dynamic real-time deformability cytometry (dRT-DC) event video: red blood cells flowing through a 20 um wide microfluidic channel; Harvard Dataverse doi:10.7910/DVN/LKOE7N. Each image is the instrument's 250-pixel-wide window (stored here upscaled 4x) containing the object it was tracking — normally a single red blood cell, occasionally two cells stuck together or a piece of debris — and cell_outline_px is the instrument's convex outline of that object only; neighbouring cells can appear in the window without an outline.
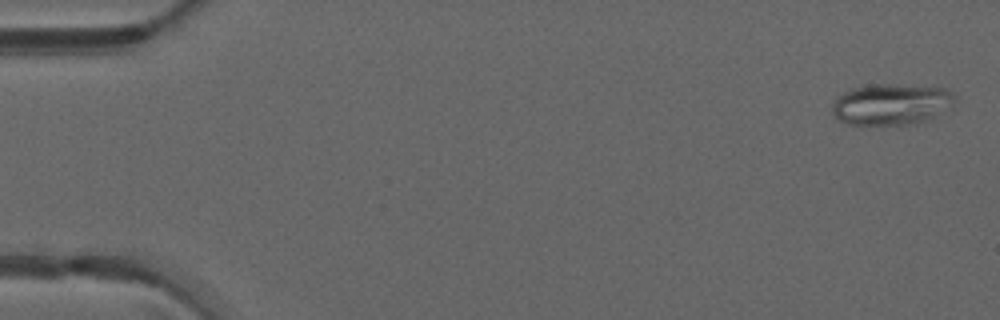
{"species": "common noctule bat (a hibernating species)", "species_latin": "Nyctalus noctula", "temperature_condition": "warm", "stored_images_in_passage": 49, "camera_frame_rate_fps": 3000, "um_per_image_px": 0.085, "animal": {"sex": "male", "forearm_length_mm": 52.5}, "frame": {"image": 1, "passage_image": 2, "time_ms": 0.333, "image_size_px": [1000, 320], "cell_outline_px": [[956, 100], [932, 120], [916, 124], [848, 124], [840, 120], [832, 112], [832, 104], [836, 96], [852, 88], [868, 84], [892, 84], [944, 88], [956, 92]], "centroid_in_image_um": [75.78, 8.85], "position_along_channel_um": 9.2, "area_um2": 29.71}}
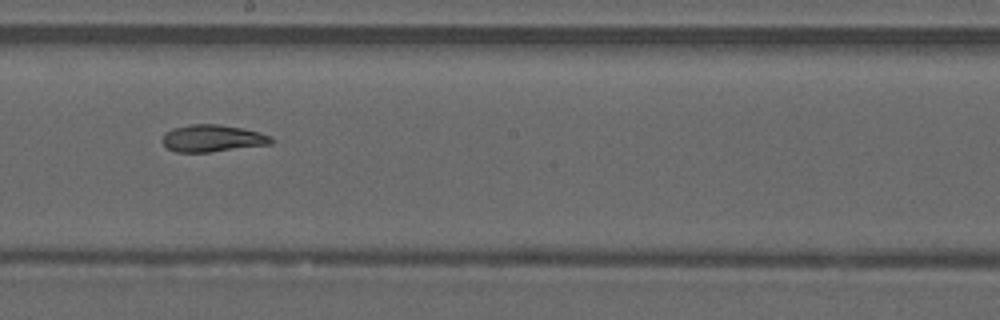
{"frame": {"image": 2, "passage_image": 28, "time_ms": 9.0, "image_size_px": [1000, 320], "cell_outline_px": [[272, 144], [212, 152], [176, 152], [168, 148], [160, 140], [164, 132], [172, 128], [192, 124], [220, 124], [240, 128], [272, 136]], "centroid_in_image_um": [18.01, 11.76], "position_along_channel_um": 230.2, "area_um2": 17.22}}
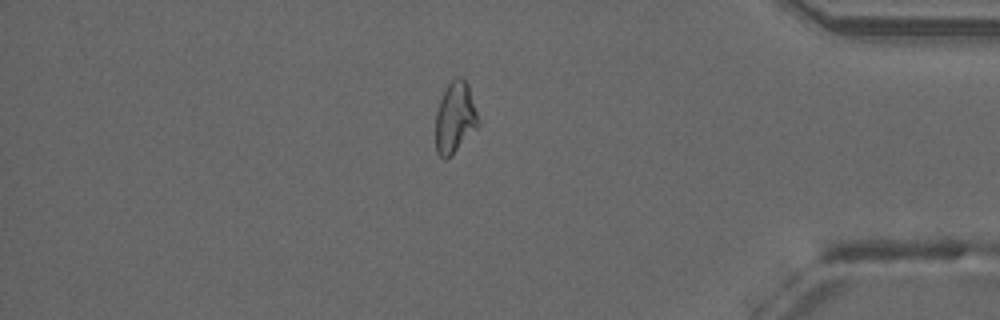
{"frame": {"image": 3, "passage_image": 42, "time_ms": 13.667, "image_size_px": [1000, 320], "cell_outline_px": [[480, 124], [452, 156], [444, 160], [436, 152], [436, 112], [440, 100], [448, 84], [456, 76], [460, 76], [468, 84], [480, 120]], "centroid_in_image_um": [38.69, 10.02], "position_along_channel_um": 396.5, "area_um2": 17.8}, "authors_computed_cell_mechanics": {"area_um2": 19.074, "velocity_mm_per_s": 4.2267, "shape_relaxation_time_tau1_ms": null, "shape_relaxation_time_tau2_ms": 3.3263, "deformation_change_tau1": null, "deformation_change_tau2": 0.1017}}